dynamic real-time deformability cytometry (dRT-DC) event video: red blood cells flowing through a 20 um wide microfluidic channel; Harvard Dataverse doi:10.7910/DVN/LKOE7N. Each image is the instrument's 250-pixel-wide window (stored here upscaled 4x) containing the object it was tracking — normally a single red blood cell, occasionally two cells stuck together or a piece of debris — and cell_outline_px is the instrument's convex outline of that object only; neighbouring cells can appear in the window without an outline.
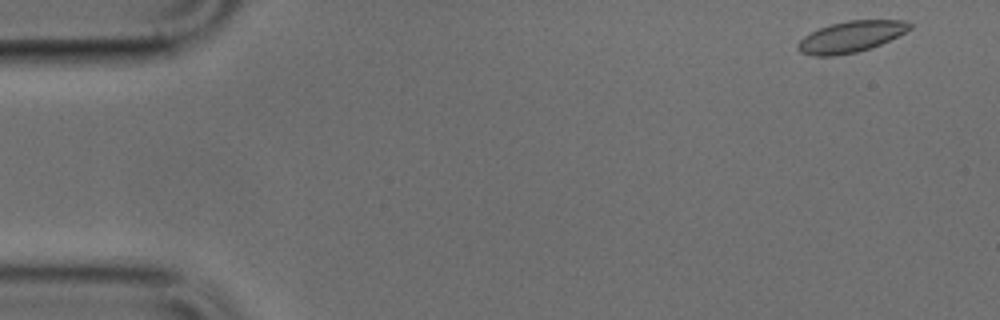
{"species": "common noctule bat (a hibernating species)", "species_latin": "Nyctalus noctula", "temperature_condition": "cold", "stored_images_in_passage": 46, "camera_frame_rate_fps": 3000, "um_per_image_px": 0.085, "animal": {"sex": "male", "body_mass_g": 17.9, "forearm_length_mm": 54.2}, "frame": {"image": 1, "passage_image": 2, "time_ms": 0.333, "image_size_px": [1000, 320], "cell_outline_px": [[912, 28], [880, 44], [856, 52], [832, 56], [816, 56], [800, 52], [796, 48], [796, 44], [804, 36], [820, 28], [832, 24], [848, 20], [904, 20], [912, 24]], "centroid_in_image_um": [72.3, 3.12], "position_along_channel_um": 12.7, "area_um2": 20.0}}
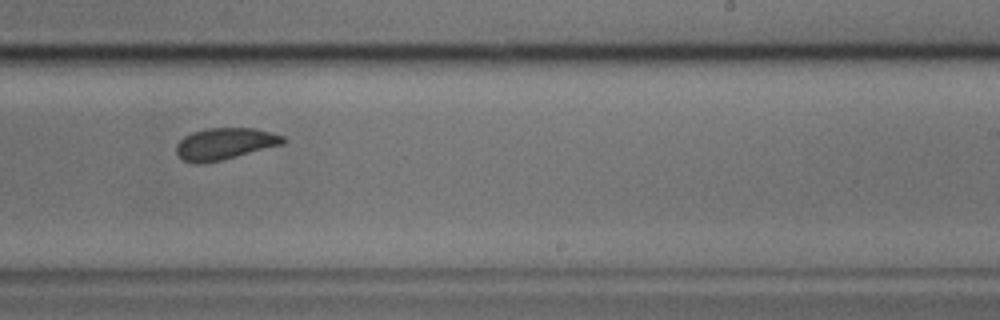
{"frame": {"image": 2, "passage_image": 30, "time_ms": 9.667, "image_size_px": [1000, 320], "cell_outline_px": [[284, 144], [220, 160], [200, 164], [184, 160], [176, 152], [176, 144], [184, 136], [192, 132], [208, 128], [252, 128], [272, 132], [284, 136]], "centroid_in_image_um": [19.1, 12.21], "position_along_channel_um": 269.9, "area_um2": 19.48}}
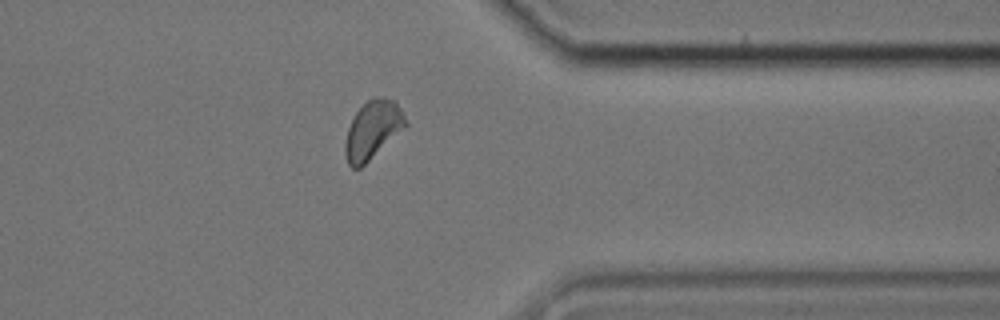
{"frame": {"image": 3, "passage_image": 39, "time_ms": 12.667, "image_size_px": [1000, 320], "cell_outline_px": [[408, 124], [404, 128], [360, 168], [352, 168], [348, 164], [344, 152], [344, 144], [348, 128], [356, 112], [372, 96], [384, 96], [392, 100], [400, 108]], "centroid_in_image_um": [31.65, 11.03], "position_along_channel_um": 379.7, "area_um2": 20.17}}